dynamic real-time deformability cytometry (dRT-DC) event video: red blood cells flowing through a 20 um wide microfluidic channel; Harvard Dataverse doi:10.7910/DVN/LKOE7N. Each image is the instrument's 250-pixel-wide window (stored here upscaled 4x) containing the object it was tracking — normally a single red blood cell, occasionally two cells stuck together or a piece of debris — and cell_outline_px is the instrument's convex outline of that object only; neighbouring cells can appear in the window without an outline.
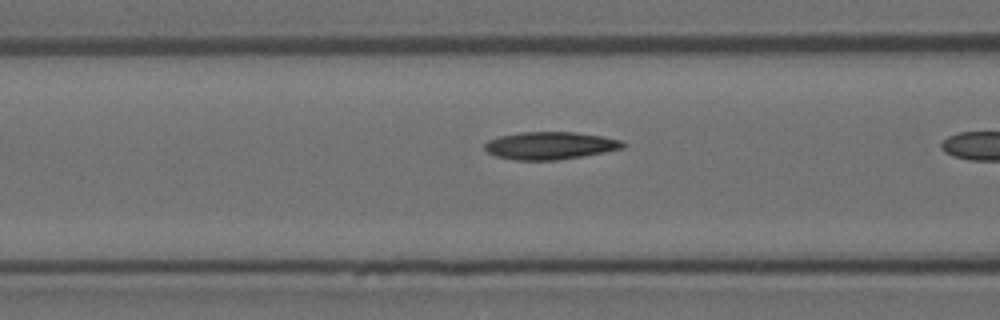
{"species": "Egyptian fruit bat (a non-hibernating species)", "species_latin": "Rousettus aegyptiacus", "temperature_condition": "room temperature", "stored_images_in_passage": 22, "camera_frame_rate_fps": 3000, "um_per_image_px": 0.085, "animal": {"sex": "female"}, "frame": {"image": 1, "passage_image": 17, "time_ms": 5.333, "image_size_px": [1000, 320], "cell_outline_px": [[628, 144], [624, 148], [604, 152], [556, 160], [516, 160], [496, 156], [488, 152], [484, 148], [484, 144], [488, 140], [500, 136], [520, 132], [576, 132], [604, 136], [624, 140]], "centroid_in_image_um": [46.8, 12.36], "position_along_channel_um": 119.8, "area_um2": 22.31}}
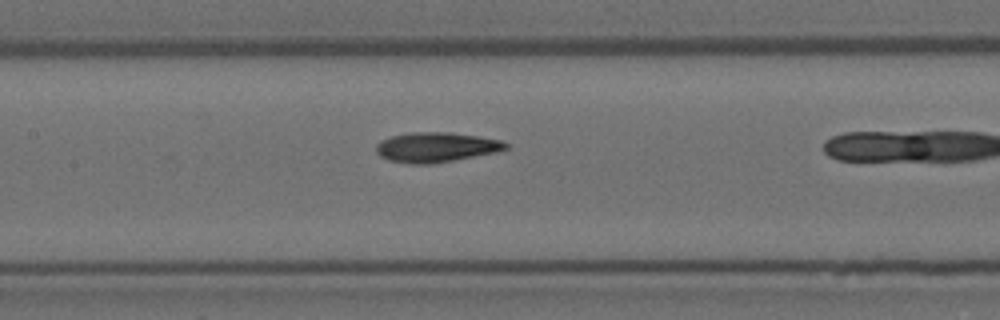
{"frame": {"image": 2, "passage_image": 21, "time_ms": 6.667, "image_size_px": [1000, 320], "cell_outline_px": [[508, 148], [496, 152], [452, 160], [428, 164], [408, 164], [388, 160], [380, 156], [376, 152], [376, 144], [380, 140], [392, 136], [412, 132], [452, 132], [480, 136], [504, 140], [508, 144]], "centroid_in_image_um": [37.06, 12.5], "position_along_channel_um": 170.3, "area_um2": 22.66}}